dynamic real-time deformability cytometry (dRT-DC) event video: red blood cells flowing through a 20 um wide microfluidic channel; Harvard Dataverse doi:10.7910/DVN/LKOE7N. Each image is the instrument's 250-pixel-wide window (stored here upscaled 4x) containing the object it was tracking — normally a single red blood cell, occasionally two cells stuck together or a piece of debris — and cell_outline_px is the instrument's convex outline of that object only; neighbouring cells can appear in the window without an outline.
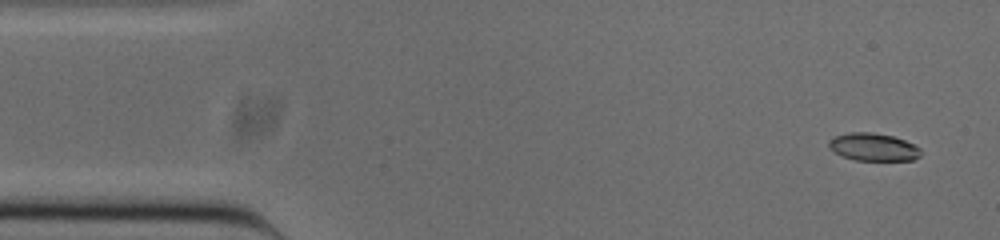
{"species": "common noctule bat (a hibernating species)", "species_latin": "Nyctalus noctula", "temperature_condition": "cold", "stored_images_in_passage": 52, "camera_frame_rate_fps": 3000, "um_per_image_px": 0.085, "animal": {"sex": "male", "body_mass_g": 20.0, "forearm_length_mm": 53.3}, "frame": {"image": 1, "passage_image": 3, "time_ms": 0.667, "image_size_px": [1000, 240], "cell_outline_px": [[920, 156], [912, 160], [856, 160], [840, 156], [828, 148], [828, 140], [836, 136], [852, 132], [872, 132], [892, 136], [904, 140], [920, 148]], "centroid_in_image_um": [74.19, 12.5], "position_along_channel_um": 10.8, "area_um2": 14.8}}
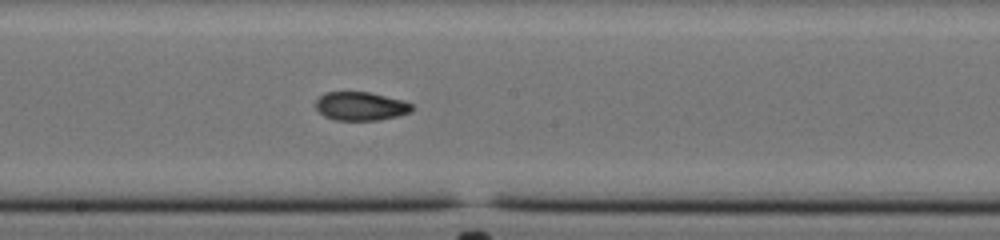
{"frame": {"image": 2, "passage_image": 27, "time_ms": 8.667, "image_size_px": [1000, 240], "cell_outline_px": [[412, 112], [380, 120], [336, 120], [324, 116], [316, 108], [316, 100], [324, 92], [372, 92], [404, 100], [412, 104]], "centroid_in_image_um": [30.68, 9.02], "position_along_channel_um": 217.5, "area_um2": 16.13}}
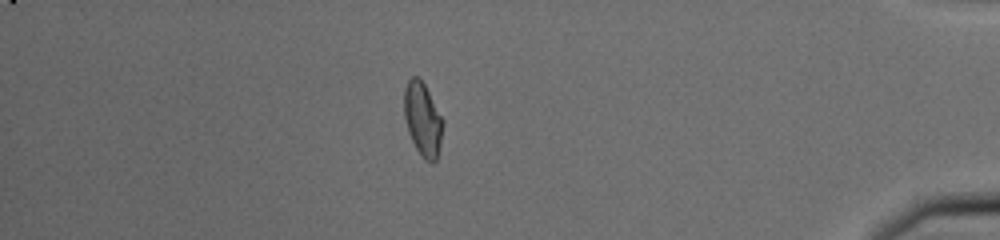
{"frame": {"image": 3, "passage_image": 45, "time_ms": 14.667, "image_size_px": [1000, 240], "cell_outline_px": [[444, 124], [440, 144], [436, 160], [424, 160], [416, 148], [408, 132], [404, 116], [404, 88], [408, 80], [412, 76], [416, 76], [424, 84], [444, 120]], "centroid_in_image_um": [35.92, 10.12], "position_along_channel_um": 399.3, "area_um2": 16.47}, "authors_computed_cell_mechanics": {"area_um2": 16.184, "velocity_mm_per_s": 3.8571, "shape_relaxation_time_tau1_ms": 6.6245, "shape_relaxation_time_tau2_ms": 1.2745, "deformation_change_tau1": 0.1951, "deformation_change_tau2": 0.0514}}